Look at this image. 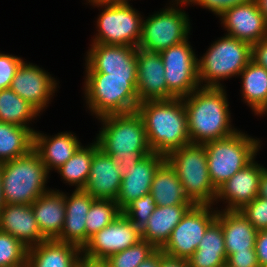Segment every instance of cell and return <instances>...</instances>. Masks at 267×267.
<instances>
[{"label":"cell","instance_id":"obj_1","mask_svg":"<svg viewBox=\"0 0 267 267\" xmlns=\"http://www.w3.org/2000/svg\"><path fill=\"white\" fill-rule=\"evenodd\" d=\"M102 128L95 141L99 148L110 155L112 162L119 167L120 176L127 175L129 167L150 154L146 130L137 111L101 117Z\"/></svg>","mask_w":267,"mask_h":267},{"label":"cell","instance_id":"obj_2","mask_svg":"<svg viewBox=\"0 0 267 267\" xmlns=\"http://www.w3.org/2000/svg\"><path fill=\"white\" fill-rule=\"evenodd\" d=\"M225 87H199L183 97L191 143L205 144L235 134Z\"/></svg>","mask_w":267,"mask_h":267},{"label":"cell","instance_id":"obj_3","mask_svg":"<svg viewBox=\"0 0 267 267\" xmlns=\"http://www.w3.org/2000/svg\"><path fill=\"white\" fill-rule=\"evenodd\" d=\"M136 111L143 121L152 152L166 156L191 143L183 98L143 101Z\"/></svg>","mask_w":267,"mask_h":267},{"label":"cell","instance_id":"obj_4","mask_svg":"<svg viewBox=\"0 0 267 267\" xmlns=\"http://www.w3.org/2000/svg\"><path fill=\"white\" fill-rule=\"evenodd\" d=\"M83 90L91 115H107L136 111L139 105L137 77L108 76L106 73L86 72Z\"/></svg>","mask_w":267,"mask_h":267},{"label":"cell","instance_id":"obj_5","mask_svg":"<svg viewBox=\"0 0 267 267\" xmlns=\"http://www.w3.org/2000/svg\"><path fill=\"white\" fill-rule=\"evenodd\" d=\"M1 178L5 204L30 205L50 190L46 187L49 173L34 149L1 163Z\"/></svg>","mask_w":267,"mask_h":267},{"label":"cell","instance_id":"obj_6","mask_svg":"<svg viewBox=\"0 0 267 267\" xmlns=\"http://www.w3.org/2000/svg\"><path fill=\"white\" fill-rule=\"evenodd\" d=\"M194 205H214L217 189L208 173L204 144L190 143L165 156Z\"/></svg>","mask_w":267,"mask_h":267},{"label":"cell","instance_id":"obj_7","mask_svg":"<svg viewBox=\"0 0 267 267\" xmlns=\"http://www.w3.org/2000/svg\"><path fill=\"white\" fill-rule=\"evenodd\" d=\"M261 142L259 138L238 130L230 137L205 143L208 173L213 186L218 189L256 159Z\"/></svg>","mask_w":267,"mask_h":267},{"label":"cell","instance_id":"obj_8","mask_svg":"<svg viewBox=\"0 0 267 267\" xmlns=\"http://www.w3.org/2000/svg\"><path fill=\"white\" fill-rule=\"evenodd\" d=\"M250 61L251 45L224 34L197 59L200 87H224L220 81L239 77Z\"/></svg>","mask_w":267,"mask_h":267},{"label":"cell","instance_id":"obj_9","mask_svg":"<svg viewBox=\"0 0 267 267\" xmlns=\"http://www.w3.org/2000/svg\"><path fill=\"white\" fill-rule=\"evenodd\" d=\"M170 4L160 12L149 15L147 19L143 18L142 36L138 48L160 53L189 39L190 19L186 11L180 9L183 5H189L186 0H172Z\"/></svg>","mask_w":267,"mask_h":267},{"label":"cell","instance_id":"obj_10","mask_svg":"<svg viewBox=\"0 0 267 267\" xmlns=\"http://www.w3.org/2000/svg\"><path fill=\"white\" fill-rule=\"evenodd\" d=\"M102 7L96 21V35L91 43L138 47L142 36L143 15L130 4H105L87 1Z\"/></svg>","mask_w":267,"mask_h":267},{"label":"cell","instance_id":"obj_11","mask_svg":"<svg viewBox=\"0 0 267 267\" xmlns=\"http://www.w3.org/2000/svg\"><path fill=\"white\" fill-rule=\"evenodd\" d=\"M216 209L213 205H193L160 250L168 256L188 260L198 248L207 228L216 220Z\"/></svg>","mask_w":267,"mask_h":267},{"label":"cell","instance_id":"obj_12","mask_svg":"<svg viewBox=\"0 0 267 267\" xmlns=\"http://www.w3.org/2000/svg\"><path fill=\"white\" fill-rule=\"evenodd\" d=\"M160 55L168 90L176 98L188 96L200 87L198 58L188 39L161 51Z\"/></svg>","mask_w":267,"mask_h":267},{"label":"cell","instance_id":"obj_13","mask_svg":"<svg viewBox=\"0 0 267 267\" xmlns=\"http://www.w3.org/2000/svg\"><path fill=\"white\" fill-rule=\"evenodd\" d=\"M141 232L121 213L113 222L95 233L82 248V258L104 261L108 256L137 244Z\"/></svg>","mask_w":267,"mask_h":267},{"label":"cell","instance_id":"obj_14","mask_svg":"<svg viewBox=\"0 0 267 267\" xmlns=\"http://www.w3.org/2000/svg\"><path fill=\"white\" fill-rule=\"evenodd\" d=\"M85 57V72L108 76L137 77L138 47L91 43Z\"/></svg>","mask_w":267,"mask_h":267},{"label":"cell","instance_id":"obj_15","mask_svg":"<svg viewBox=\"0 0 267 267\" xmlns=\"http://www.w3.org/2000/svg\"><path fill=\"white\" fill-rule=\"evenodd\" d=\"M57 85L49 72L24 61L16 71L10 89L41 113L51 102Z\"/></svg>","mask_w":267,"mask_h":267},{"label":"cell","instance_id":"obj_16","mask_svg":"<svg viewBox=\"0 0 267 267\" xmlns=\"http://www.w3.org/2000/svg\"><path fill=\"white\" fill-rule=\"evenodd\" d=\"M219 18L226 35L250 45L267 37V23L255 0L228 8Z\"/></svg>","mask_w":267,"mask_h":267},{"label":"cell","instance_id":"obj_17","mask_svg":"<svg viewBox=\"0 0 267 267\" xmlns=\"http://www.w3.org/2000/svg\"><path fill=\"white\" fill-rule=\"evenodd\" d=\"M264 169L265 167L254 159L217 189L214 205L224 201L227 205L221 210H240L257 198L259 180Z\"/></svg>","mask_w":267,"mask_h":267},{"label":"cell","instance_id":"obj_18","mask_svg":"<svg viewBox=\"0 0 267 267\" xmlns=\"http://www.w3.org/2000/svg\"><path fill=\"white\" fill-rule=\"evenodd\" d=\"M137 93L139 102L176 98L169 90L160 53L137 49Z\"/></svg>","mask_w":267,"mask_h":267},{"label":"cell","instance_id":"obj_19","mask_svg":"<svg viewBox=\"0 0 267 267\" xmlns=\"http://www.w3.org/2000/svg\"><path fill=\"white\" fill-rule=\"evenodd\" d=\"M165 162V156L155 152L142 157L135 166L129 167L122 178L119 194L115 200L123 210L130 202L150 193L155 172Z\"/></svg>","mask_w":267,"mask_h":267},{"label":"cell","instance_id":"obj_20","mask_svg":"<svg viewBox=\"0 0 267 267\" xmlns=\"http://www.w3.org/2000/svg\"><path fill=\"white\" fill-rule=\"evenodd\" d=\"M0 231L20 240L28 248L46 240L41 234L31 204H5L0 211Z\"/></svg>","mask_w":267,"mask_h":267},{"label":"cell","instance_id":"obj_21","mask_svg":"<svg viewBox=\"0 0 267 267\" xmlns=\"http://www.w3.org/2000/svg\"><path fill=\"white\" fill-rule=\"evenodd\" d=\"M121 181L119 167L112 162L110 155L98 148L93 155L90 175L83 190L95 199L115 201Z\"/></svg>","mask_w":267,"mask_h":267},{"label":"cell","instance_id":"obj_22","mask_svg":"<svg viewBox=\"0 0 267 267\" xmlns=\"http://www.w3.org/2000/svg\"><path fill=\"white\" fill-rule=\"evenodd\" d=\"M68 195V196H67ZM95 200L88 192L77 189L65 194L66 214L60 236L61 242L72 243L80 248L86 244V216Z\"/></svg>","mask_w":267,"mask_h":267},{"label":"cell","instance_id":"obj_23","mask_svg":"<svg viewBox=\"0 0 267 267\" xmlns=\"http://www.w3.org/2000/svg\"><path fill=\"white\" fill-rule=\"evenodd\" d=\"M81 146L80 140L70 131L59 132L52 137L39 131L34 132L33 149L39 154L48 173L60 168Z\"/></svg>","mask_w":267,"mask_h":267},{"label":"cell","instance_id":"obj_24","mask_svg":"<svg viewBox=\"0 0 267 267\" xmlns=\"http://www.w3.org/2000/svg\"><path fill=\"white\" fill-rule=\"evenodd\" d=\"M34 217L46 240L57 239L64 225L65 192L50 188L31 204Z\"/></svg>","mask_w":267,"mask_h":267},{"label":"cell","instance_id":"obj_25","mask_svg":"<svg viewBox=\"0 0 267 267\" xmlns=\"http://www.w3.org/2000/svg\"><path fill=\"white\" fill-rule=\"evenodd\" d=\"M82 248L56 239L28 248L27 267H79Z\"/></svg>","mask_w":267,"mask_h":267},{"label":"cell","instance_id":"obj_26","mask_svg":"<svg viewBox=\"0 0 267 267\" xmlns=\"http://www.w3.org/2000/svg\"><path fill=\"white\" fill-rule=\"evenodd\" d=\"M227 257L235 252L255 250L257 230L239 210H218Z\"/></svg>","mask_w":267,"mask_h":267},{"label":"cell","instance_id":"obj_27","mask_svg":"<svg viewBox=\"0 0 267 267\" xmlns=\"http://www.w3.org/2000/svg\"><path fill=\"white\" fill-rule=\"evenodd\" d=\"M194 204L156 206L147 225L141 231V239L161 249L168 241L173 229Z\"/></svg>","mask_w":267,"mask_h":267},{"label":"cell","instance_id":"obj_28","mask_svg":"<svg viewBox=\"0 0 267 267\" xmlns=\"http://www.w3.org/2000/svg\"><path fill=\"white\" fill-rule=\"evenodd\" d=\"M227 253L222 226L215 220L204 233L198 248L187 260L188 267H226Z\"/></svg>","mask_w":267,"mask_h":267},{"label":"cell","instance_id":"obj_29","mask_svg":"<svg viewBox=\"0 0 267 267\" xmlns=\"http://www.w3.org/2000/svg\"><path fill=\"white\" fill-rule=\"evenodd\" d=\"M241 76V77H240ZM242 81L241 96L255 115L267 114V70L252 60L239 74Z\"/></svg>","mask_w":267,"mask_h":267},{"label":"cell","instance_id":"obj_30","mask_svg":"<svg viewBox=\"0 0 267 267\" xmlns=\"http://www.w3.org/2000/svg\"><path fill=\"white\" fill-rule=\"evenodd\" d=\"M150 194L155 199L156 206L193 204L185 195L177 174L166 161L155 172Z\"/></svg>","mask_w":267,"mask_h":267},{"label":"cell","instance_id":"obj_31","mask_svg":"<svg viewBox=\"0 0 267 267\" xmlns=\"http://www.w3.org/2000/svg\"><path fill=\"white\" fill-rule=\"evenodd\" d=\"M35 131L0 122V164L28 154L34 146Z\"/></svg>","mask_w":267,"mask_h":267},{"label":"cell","instance_id":"obj_32","mask_svg":"<svg viewBox=\"0 0 267 267\" xmlns=\"http://www.w3.org/2000/svg\"><path fill=\"white\" fill-rule=\"evenodd\" d=\"M88 145L86 147L82 145L75 154L56 171L60 174L62 180L64 179V183L74 186L75 190L84 189L90 175L93 155L99 148L95 140Z\"/></svg>","mask_w":267,"mask_h":267},{"label":"cell","instance_id":"obj_33","mask_svg":"<svg viewBox=\"0 0 267 267\" xmlns=\"http://www.w3.org/2000/svg\"><path fill=\"white\" fill-rule=\"evenodd\" d=\"M41 113L10 88L0 90V122L30 127V121Z\"/></svg>","mask_w":267,"mask_h":267},{"label":"cell","instance_id":"obj_34","mask_svg":"<svg viewBox=\"0 0 267 267\" xmlns=\"http://www.w3.org/2000/svg\"><path fill=\"white\" fill-rule=\"evenodd\" d=\"M122 210L114 200L95 199L86 216V243L89 238L113 222Z\"/></svg>","mask_w":267,"mask_h":267},{"label":"cell","instance_id":"obj_35","mask_svg":"<svg viewBox=\"0 0 267 267\" xmlns=\"http://www.w3.org/2000/svg\"><path fill=\"white\" fill-rule=\"evenodd\" d=\"M156 250L150 242L140 240L137 244L108 256L103 262L107 267H138Z\"/></svg>","mask_w":267,"mask_h":267},{"label":"cell","instance_id":"obj_36","mask_svg":"<svg viewBox=\"0 0 267 267\" xmlns=\"http://www.w3.org/2000/svg\"><path fill=\"white\" fill-rule=\"evenodd\" d=\"M28 247L8 233L0 231V267L27 265Z\"/></svg>","mask_w":267,"mask_h":267},{"label":"cell","instance_id":"obj_37","mask_svg":"<svg viewBox=\"0 0 267 267\" xmlns=\"http://www.w3.org/2000/svg\"><path fill=\"white\" fill-rule=\"evenodd\" d=\"M156 202L153 196L148 193L130 202L122 213L137 227L141 232L147 225L149 217L155 211Z\"/></svg>","mask_w":267,"mask_h":267},{"label":"cell","instance_id":"obj_38","mask_svg":"<svg viewBox=\"0 0 267 267\" xmlns=\"http://www.w3.org/2000/svg\"><path fill=\"white\" fill-rule=\"evenodd\" d=\"M257 230H267V199L257 197L239 210Z\"/></svg>","mask_w":267,"mask_h":267},{"label":"cell","instance_id":"obj_39","mask_svg":"<svg viewBox=\"0 0 267 267\" xmlns=\"http://www.w3.org/2000/svg\"><path fill=\"white\" fill-rule=\"evenodd\" d=\"M23 62L21 57L0 52V90L10 88L16 71Z\"/></svg>","mask_w":267,"mask_h":267},{"label":"cell","instance_id":"obj_40","mask_svg":"<svg viewBox=\"0 0 267 267\" xmlns=\"http://www.w3.org/2000/svg\"><path fill=\"white\" fill-rule=\"evenodd\" d=\"M253 0H186L188 5H199L202 8L208 9L214 15L220 16L225 10L239 4L251 2Z\"/></svg>","mask_w":267,"mask_h":267},{"label":"cell","instance_id":"obj_41","mask_svg":"<svg viewBox=\"0 0 267 267\" xmlns=\"http://www.w3.org/2000/svg\"><path fill=\"white\" fill-rule=\"evenodd\" d=\"M226 267H260L255 250L235 252L227 257Z\"/></svg>","mask_w":267,"mask_h":267},{"label":"cell","instance_id":"obj_42","mask_svg":"<svg viewBox=\"0 0 267 267\" xmlns=\"http://www.w3.org/2000/svg\"><path fill=\"white\" fill-rule=\"evenodd\" d=\"M251 60L267 70V37L251 45Z\"/></svg>","mask_w":267,"mask_h":267},{"label":"cell","instance_id":"obj_43","mask_svg":"<svg viewBox=\"0 0 267 267\" xmlns=\"http://www.w3.org/2000/svg\"><path fill=\"white\" fill-rule=\"evenodd\" d=\"M255 251L260 267H267V230L257 232Z\"/></svg>","mask_w":267,"mask_h":267},{"label":"cell","instance_id":"obj_44","mask_svg":"<svg viewBox=\"0 0 267 267\" xmlns=\"http://www.w3.org/2000/svg\"><path fill=\"white\" fill-rule=\"evenodd\" d=\"M159 267H188L187 260L168 256L160 250Z\"/></svg>","mask_w":267,"mask_h":267},{"label":"cell","instance_id":"obj_45","mask_svg":"<svg viewBox=\"0 0 267 267\" xmlns=\"http://www.w3.org/2000/svg\"><path fill=\"white\" fill-rule=\"evenodd\" d=\"M160 249H157L150 257L144 260L138 267H159Z\"/></svg>","mask_w":267,"mask_h":267},{"label":"cell","instance_id":"obj_46","mask_svg":"<svg viewBox=\"0 0 267 267\" xmlns=\"http://www.w3.org/2000/svg\"><path fill=\"white\" fill-rule=\"evenodd\" d=\"M258 197L267 199V168H265L259 180Z\"/></svg>","mask_w":267,"mask_h":267},{"label":"cell","instance_id":"obj_47","mask_svg":"<svg viewBox=\"0 0 267 267\" xmlns=\"http://www.w3.org/2000/svg\"><path fill=\"white\" fill-rule=\"evenodd\" d=\"M79 267H107L103 261H90L82 258Z\"/></svg>","mask_w":267,"mask_h":267},{"label":"cell","instance_id":"obj_48","mask_svg":"<svg viewBox=\"0 0 267 267\" xmlns=\"http://www.w3.org/2000/svg\"><path fill=\"white\" fill-rule=\"evenodd\" d=\"M267 23V0H255Z\"/></svg>","mask_w":267,"mask_h":267},{"label":"cell","instance_id":"obj_49","mask_svg":"<svg viewBox=\"0 0 267 267\" xmlns=\"http://www.w3.org/2000/svg\"><path fill=\"white\" fill-rule=\"evenodd\" d=\"M86 1H97L105 4H129L131 0H86Z\"/></svg>","mask_w":267,"mask_h":267},{"label":"cell","instance_id":"obj_50","mask_svg":"<svg viewBox=\"0 0 267 267\" xmlns=\"http://www.w3.org/2000/svg\"><path fill=\"white\" fill-rule=\"evenodd\" d=\"M5 201L3 198V190H2V178H1V164H0V211L4 207Z\"/></svg>","mask_w":267,"mask_h":267},{"label":"cell","instance_id":"obj_51","mask_svg":"<svg viewBox=\"0 0 267 267\" xmlns=\"http://www.w3.org/2000/svg\"><path fill=\"white\" fill-rule=\"evenodd\" d=\"M6 267H27V265L6 266Z\"/></svg>","mask_w":267,"mask_h":267}]
</instances>
